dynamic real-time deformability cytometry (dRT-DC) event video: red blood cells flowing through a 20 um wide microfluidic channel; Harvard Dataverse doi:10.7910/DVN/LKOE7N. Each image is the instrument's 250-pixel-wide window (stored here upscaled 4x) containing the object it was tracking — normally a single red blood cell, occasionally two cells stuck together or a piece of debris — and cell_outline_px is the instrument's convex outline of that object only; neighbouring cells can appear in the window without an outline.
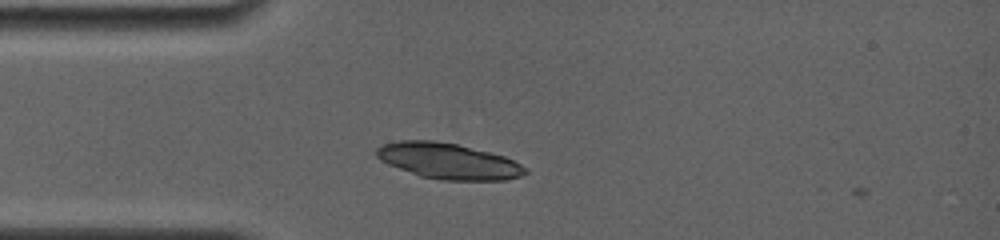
{"species": "common noctule bat (a hibernating species)", "species_latin": "Nyctalus noctula", "temperature_condition": "room temperature", "stored_images_in_passage": 2, "camera_frame_rate_fps": 4000, "um_per_image_px": 0.085, "animal": {"sex": "female", "body_mass_g": 19.0, "forearm_length_mm": 56.7}, "frame": {"image": 1, "passage_image": 1, "time_ms": 0.0, "image_size_px": [1000, 240], "cell_outline_px": [[528, 172], [520, 176], [504, 180], [444, 180], [420, 176], [388, 164], [380, 160], [376, 156], [376, 148], [384, 144], [400, 140], [432, 140], [456, 144], [504, 156], [528, 168]], "centroid_in_image_um": [38.1, 13.69], "position_along_channel_um": 46.9, "area_um2": 30.81}}